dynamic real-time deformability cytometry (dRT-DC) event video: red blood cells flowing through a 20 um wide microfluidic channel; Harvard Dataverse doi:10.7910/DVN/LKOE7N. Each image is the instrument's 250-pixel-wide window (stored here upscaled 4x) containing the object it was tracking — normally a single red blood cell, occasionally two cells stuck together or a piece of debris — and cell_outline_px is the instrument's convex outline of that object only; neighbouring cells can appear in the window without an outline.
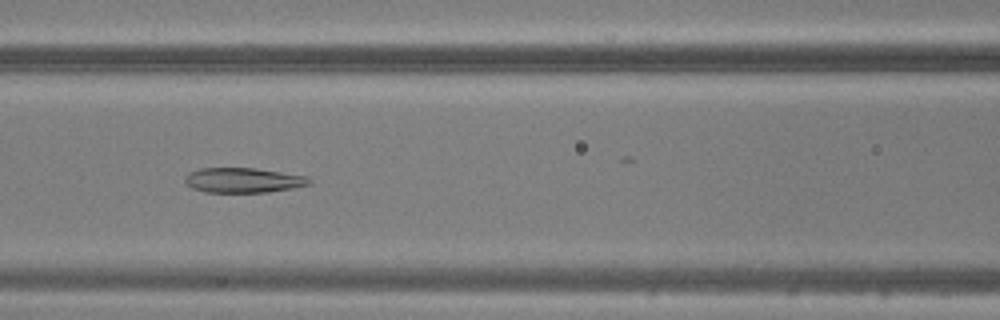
{"species": "common noctule bat (a hibernating species)", "species_latin": "Nyctalus noctula", "temperature_condition": "warm", "stored_images_in_passage": 38, "camera_frame_rate_fps": 3000, "um_per_image_px": 0.085, "animal": {"sex": "male", "body_mass_g": 20.5, "forearm_length_mm": 52.5}, "frame": {"image": 1, "passage_image": 21, "time_ms": 6.667, "image_size_px": [1000, 320], "cell_outline_px": [[312, 184], [292, 188], [268, 192], [204, 192], [192, 188], [184, 180], [184, 176], [188, 172], [200, 168], [256, 168], [308, 176], [312, 180]], "centroid_in_image_um": [20.68, 15.31], "position_along_channel_um": 145.9, "area_um2": 18.21}}
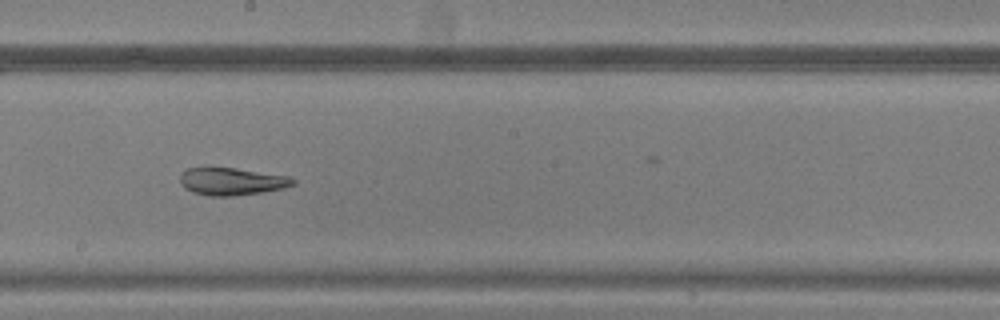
{"frame": {"image": 2, "passage_image": 27, "time_ms": 8.667, "image_size_px": [1000, 320], "cell_outline_px": [[296, 184], [264, 192], [232, 196], [208, 196], [192, 192], [184, 188], [180, 184], [180, 172], [188, 168], [236, 168], [288, 176], [296, 180]], "centroid_in_image_um": [19.66, 15.43], "position_along_channel_um": 228.5, "area_um2": 18.09}}
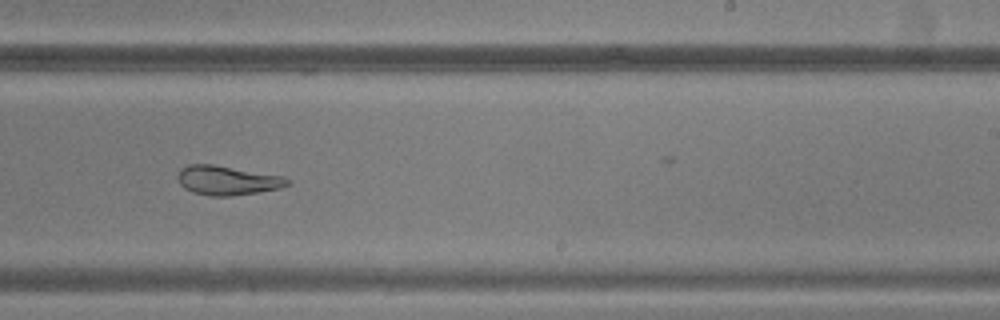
{"frame": {"image": 3, "passage_image": 30, "time_ms": 9.667, "image_size_px": [1000, 320], "cell_outline_px": [[292, 184], [280, 188], [260, 192], [232, 196], [208, 196], [192, 192], [184, 188], [180, 184], [176, 176], [180, 168], [188, 164], [212, 164], [284, 176], [292, 180]], "centroid_in_image_um": [19.33, 15.34], "position_along_channel_um": 269.7, "area_um2": 19.07}}